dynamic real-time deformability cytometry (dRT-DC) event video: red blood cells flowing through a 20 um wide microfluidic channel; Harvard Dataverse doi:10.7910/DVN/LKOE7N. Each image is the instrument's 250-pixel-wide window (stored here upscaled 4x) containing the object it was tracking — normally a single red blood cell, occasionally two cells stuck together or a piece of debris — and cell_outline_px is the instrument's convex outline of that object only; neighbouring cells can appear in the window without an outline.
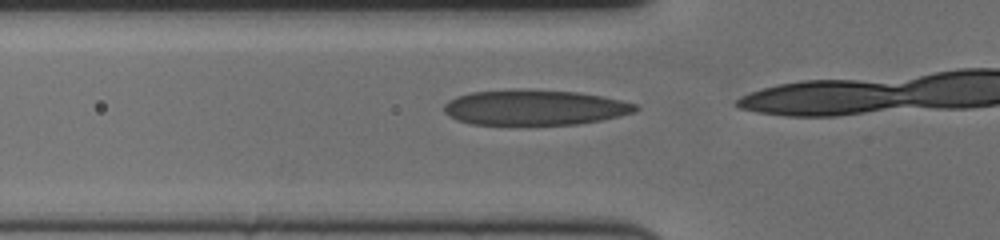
{"species": "human", "species_latin": "Homo sapiens", "temperature_condition": "cold", "stored_images_in_passage": 8, "camera_frame_rate_fps": 3000, "um_per_image_px": 0.085, "donor": {"sex": "female"}, "frame": {"image": 1, "passage_image": 6, "time_ms": 1.667, "image_size_px": [1000, 240], "cell_outline_px": [[640, 108], [636, 112], [620, 116], [600, 120], [576, 124], [472, 124], [456, 120], [448, 116], [444, 112], [444, 104], [448, 100], [456, 96], [472, 92], [516, 88], [528, 88], [576, 92], [624, 100], [636, 104]], "centroid_in_image_um": [45.43, 9.12], "position_along_channel_um": 80.4, "area_um2": 39.82}}